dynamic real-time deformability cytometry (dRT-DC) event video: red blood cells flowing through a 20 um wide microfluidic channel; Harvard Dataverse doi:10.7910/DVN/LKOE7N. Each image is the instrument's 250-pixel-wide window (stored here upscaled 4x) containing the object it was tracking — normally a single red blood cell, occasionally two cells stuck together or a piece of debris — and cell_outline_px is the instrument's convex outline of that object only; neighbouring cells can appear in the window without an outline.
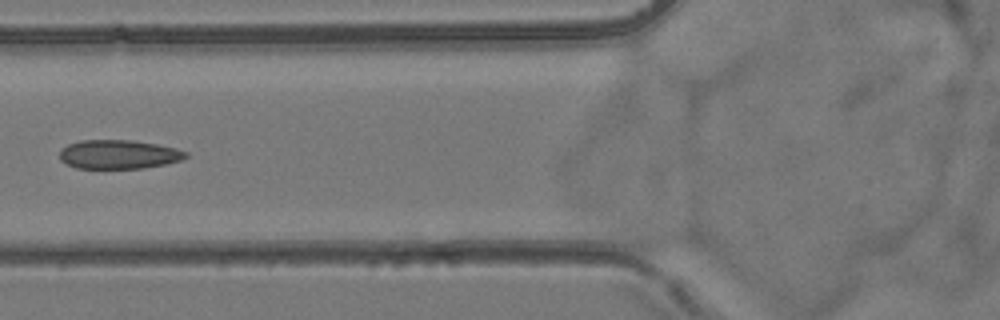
{"species": "common noctule bat (a hibernating species)", "species_latin": "Nyctalus noctula", "temperature_condition": "room temperature", "stored_images_in_passage": 7, "camera_frame_rate_fps": 3000, "um_per_image_px": 0.085, "animal": {"sex": "female", "body_mass_g": 24.6, "forearm_length_mm": 56.2}, "frame": {"image": 1, "passage_image": 6, "time_ms": 6.0, "image_size_px": [1000, 320], "cell_outline_px": [[188, 156], [180, 160], [164, 164], [144, 168], [76, 168], [60, 160], [60, 148], [68, 144], [80, 140], [128, 140], [156, 144], [176, 148], [188, 152]], "centroid_in_image_um": [10.07, 13.12], "position_along_channel_um": 115.7, "area_um2": 21.21}}
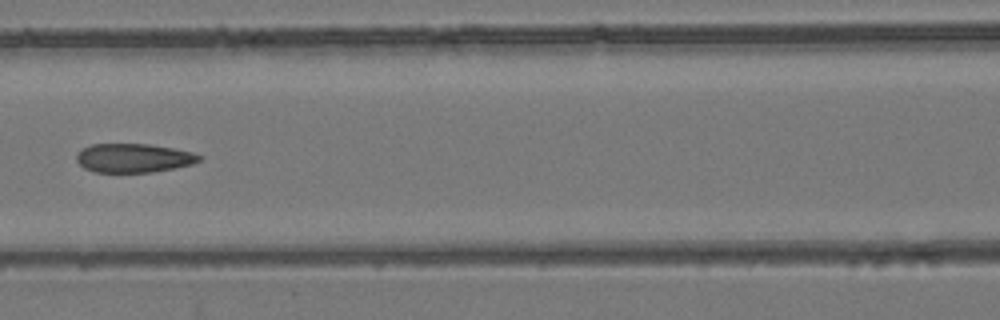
{"frame": {"image": 2, "passage_image": 7, "time_ms": 7.0, "image_size_px": [1000, 320], "cell_outline_px": [[204, 156], [200, 160], [192, 164], [152, 172], [96, 172], [84, 168], [76, 160], [76, 156], [84, 148], [92, 144], [148, 144], [172, 148], [192, 152]], "centroid_in_image_um": [11.37, 13.43], "position_along_channel_um": 155.2, "area_um2": 20.46}}